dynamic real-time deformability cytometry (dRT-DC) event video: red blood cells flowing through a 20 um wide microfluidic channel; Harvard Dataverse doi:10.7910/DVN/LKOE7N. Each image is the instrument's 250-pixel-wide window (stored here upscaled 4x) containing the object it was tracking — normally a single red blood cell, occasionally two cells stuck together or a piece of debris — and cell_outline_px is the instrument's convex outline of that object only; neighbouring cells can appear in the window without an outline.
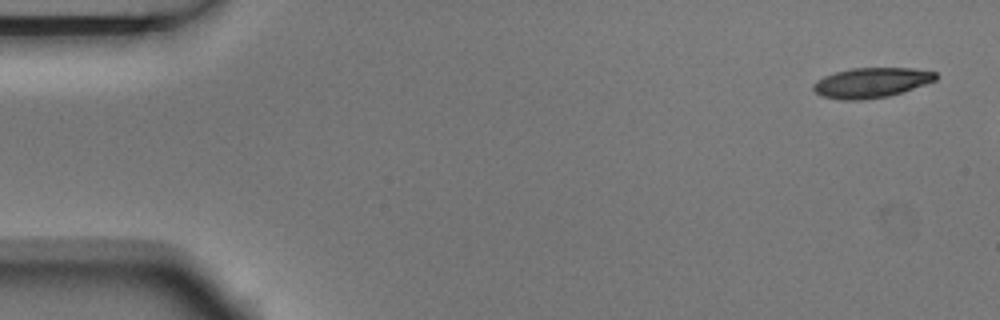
{"species": "Egyptian fruit bat (a non-hibernating species)", "species_latin": "Rousettus aegyptiacus", "temperature_condition": "room temperature", "stored_images_in_passage": 4, "camera_frame_rate_fps": 3000, "um_per_image_px": 0.085, "animal": {"sex": "male"}, "frame": {"image": 1, "passage_image": 1, "time_ms": 0.0, "image_size_px": [1000, 320], "cell_outline_px": [[936, 80], [888, 96], [864, 100], [840, 100], [820, 96], [812, 88], [812, 84], [816, 80], [824, 76], [836, 72], [852, 68], [912, 68], [936, 72]], "centroid_in_image_um": [74.0, 7.03], "position_along_channel_um": 11.0, "area_um2": 21.33}}